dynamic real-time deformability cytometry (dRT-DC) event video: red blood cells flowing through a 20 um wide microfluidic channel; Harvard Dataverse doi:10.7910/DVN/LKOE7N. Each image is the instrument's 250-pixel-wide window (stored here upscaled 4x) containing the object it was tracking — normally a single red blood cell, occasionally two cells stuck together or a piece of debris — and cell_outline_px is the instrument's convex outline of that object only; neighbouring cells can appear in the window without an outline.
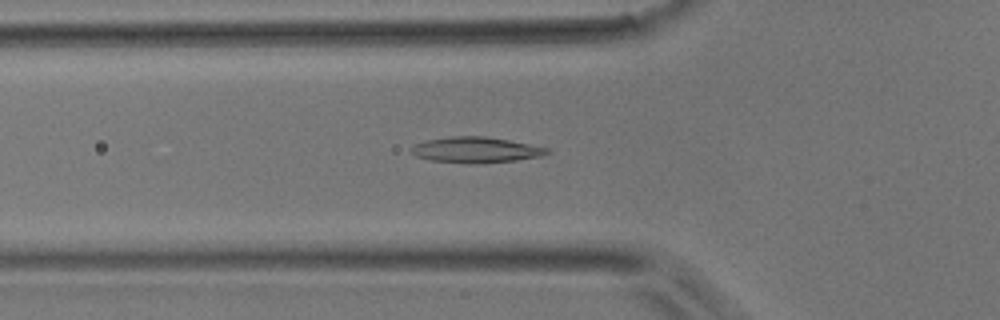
{"species": "common noctule bat (a hibernating species)", "species_latin": "Nyctalus noctula", "temperature_condition": "room temperature", "stored_images_in_passage": 40, "camera_frame_rate_fps": 3000, "um_per_image_px": 0.085, "animal": {"sex": "male", "body_mass_g": 17.9}, "frame": {"image": 1, "passage_image": 7, "time_ms": 2.0, "image_size_px": [1000, 320], "cell_outline_px": [[552, 152], [544, 156], [516, 160], [432, 160], [416, 156], [412, 152], [412, 148], [416, 144], [424, 140], [452, 136], [484, 136], [508, 140], [548, 148]], "centroid_in_image_um": [40.5, 12.68], "position_along_channel_um": 85.3, "area_um2": 19.02}}
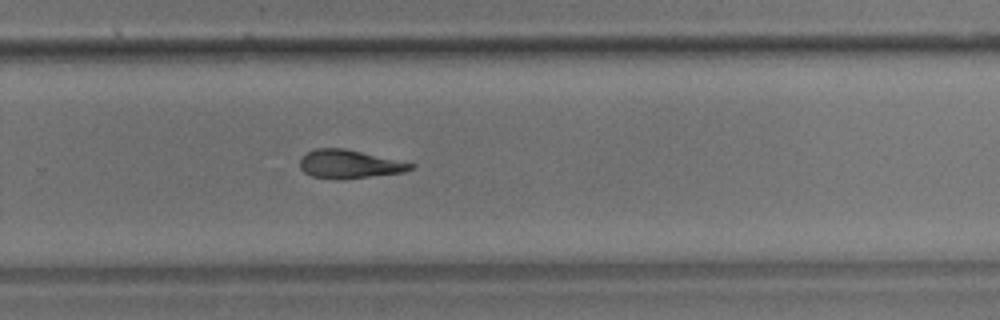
{"frame": {"image": 2, "passage_image": 23, "time_ms": 7.333, "image_size_px": [1000, 320], "cell_outline_px": [[416, 164], [412, 168], [404, 172], [336, 180], [312, 176], [304, 172], [300, 168], [300, 160], [308, 152], [316, 148], [344, 148]], "centroid_in_image_um": [29.67, 13.95], "position_along_channel_um": 300.1, "area_um2": 18.15}}
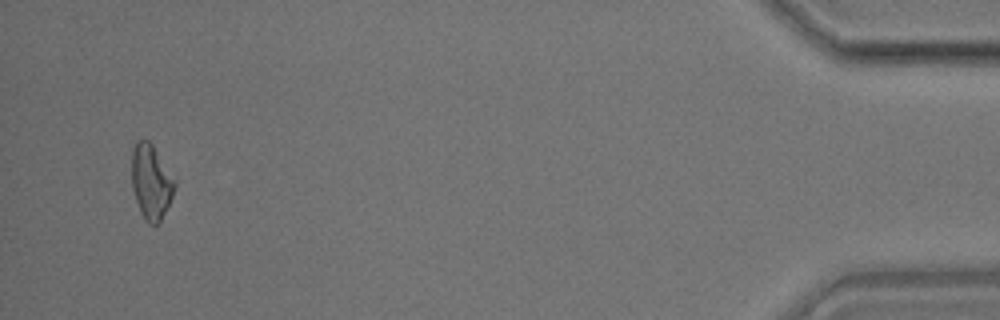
{"frame": {"image": 3, "passage_image": 38, "time_ms": 12.333, "image_size_px": [1000, 320], "cell_outline_px": [[176, 184], [172, 196], [160, 220], [156, 224], [148, 224], [144, 220], [140, 212], [132, 188], [132, 148], [136, 140], [148, 140], [152, 144], [176, 180]], "centroid_in_image_um": [12.83, 15.44], "position_along_channel_um": 422.4, "area_um2": 18.61}}